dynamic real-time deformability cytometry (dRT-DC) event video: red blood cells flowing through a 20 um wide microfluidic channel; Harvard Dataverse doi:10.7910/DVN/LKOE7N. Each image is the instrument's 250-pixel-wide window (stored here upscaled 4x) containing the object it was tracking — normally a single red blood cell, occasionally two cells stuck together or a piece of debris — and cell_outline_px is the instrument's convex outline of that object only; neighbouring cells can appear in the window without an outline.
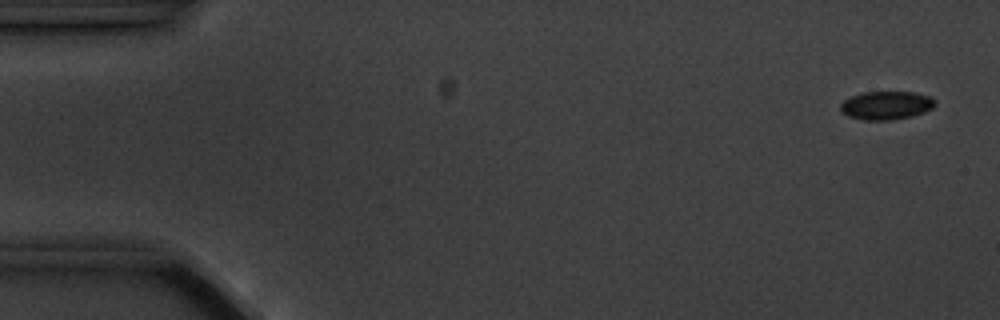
{"species": "common noctule bat (a hibernating species)", "species_latin": "Nyctalus noctula", "temperature_condition": "cold", "stored_images_in_passage": 5, "camera_frame_rate_fps": 3000, "um_per_image_px": 0.085, "animal": {"sex": "male", "body_mass_g": 20.1, "forearm_length_mm": 53.5}, "frame": {"image": 1, "passage_image": 1, "time_ms": 0.0, "image_size_px": [1000, 320], "cell_outline_px": [[936, 104], [932, 108], [924, 112], [912, 116], [892, 120], [864, 120], [848, 116], [840, 112], [840, 104], [844, 100], [852, 96], [864, 92], [912, 92], [928, 96], [936, 100]], "centroid_in_image_um": [75.32, 8.96], "position_along_channel_um": 9.7, "area_um2": 15.66}}